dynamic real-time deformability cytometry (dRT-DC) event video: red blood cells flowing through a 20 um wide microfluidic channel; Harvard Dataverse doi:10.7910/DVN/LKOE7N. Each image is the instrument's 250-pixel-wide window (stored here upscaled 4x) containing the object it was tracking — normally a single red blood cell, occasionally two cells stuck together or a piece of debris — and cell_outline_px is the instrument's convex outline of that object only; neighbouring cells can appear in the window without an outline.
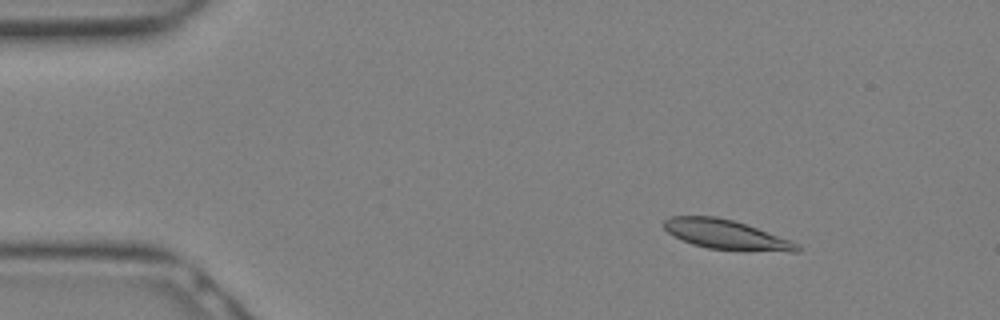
{"species": "Egyptian fruit bat (a non-hibernating species)", "species_latin": "Rousettus aegyptiacus", "temperature_condition": "warm", "stored_images_in_passage": 6, "camera_frame_rate_fps": 3000, "um_per_image_px": 0.085, "animal": {"sex": "female"}, "frame": {"image": 1, "passage_image": 1, "time_ms": 0.0, "image_size_px": [1000, 320], "cell_outline_px": [[800, 252], [792, 252], [708, 248], [692, 244], [668, 232], [664, 228], [664, 220], [668, 216], [716, 216], [732, 220], [756, 228], [800, 244]], "centroid_in_image_um": [61.71, 19.93], "position_along_channel_um": 23.3, "area_um2": 22.37}}